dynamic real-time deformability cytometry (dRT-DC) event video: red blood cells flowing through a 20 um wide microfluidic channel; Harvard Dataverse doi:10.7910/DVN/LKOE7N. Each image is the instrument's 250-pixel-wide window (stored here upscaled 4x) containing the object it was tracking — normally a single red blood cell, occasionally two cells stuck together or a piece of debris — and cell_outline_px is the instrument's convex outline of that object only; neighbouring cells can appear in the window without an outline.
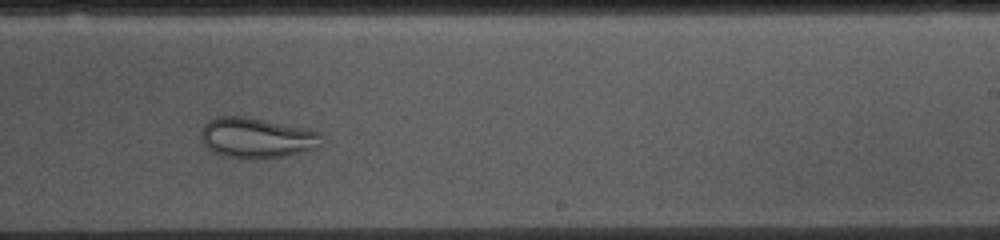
{"species": "common noctule bat (a hibernating species)", "species_latin": "Nyctalus noctula", "temperature_condition": "cold", "stored_images_in_passage": 42, "camera_frame_rate_fps": 3000, "um_per_image_px": 0.085, "animal": {"sex": "female", "body_mass_g": 10.0, "forearm_length_mm": 53.1}, "frame": {"image": 1, "passage_image": 30, "time_ms": 9.667, "image_size_px": [1000, 240], "cell_outline_px": [[320, 136], [316, 148], [280, 156], [248, 160], [228, 156], [212, 152], [200, 140], [200, 132], [204, 124], [208, 120], [216, 116], [244, 116], [304, 128], [320, 132]], "centroid_in_image_um": [21.71, 11.71], "position_along_channel_um": 267.3, "area_um2": 28.03}}